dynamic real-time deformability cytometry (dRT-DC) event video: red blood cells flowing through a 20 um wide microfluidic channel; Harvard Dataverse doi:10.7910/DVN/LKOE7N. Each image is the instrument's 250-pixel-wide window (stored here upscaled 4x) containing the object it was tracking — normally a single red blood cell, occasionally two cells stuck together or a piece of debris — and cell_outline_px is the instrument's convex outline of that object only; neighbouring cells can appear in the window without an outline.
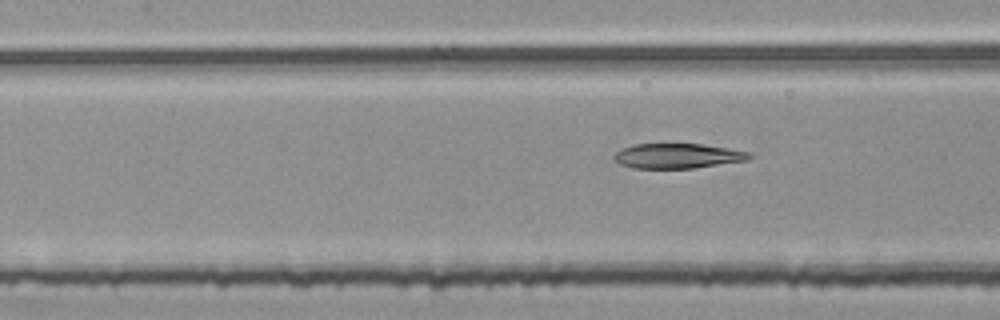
{"species": "common noctule bat (a hibernating species)", "species_latin": "Nyctalus noctula", "temperature_condition": "room temperature", "stored_images_in_passage": 7, "segment_of_instrument_passage": [2, 2], "camera_frame_rate_fps": 3000, "um_per_image_px": 0.085, "animal": {"sex": "female", "body_mass_g": 25.1}, "frame": {"image": 1, "passage_image": 7, "time_ms": 2.0, "image_size_px": [1000, 320], "cell_outline_px": [[752, 160], [692, 168], [632, 168], [620, 164], [612, 156], [620, 148], [632, 144], [704, 144], [728, 148], [748, 152], [752, 156]], "centroid_in_image_um": [57.59, 13.25], "position_along_channel_um": 149.8, "area_um2": 19.77}}